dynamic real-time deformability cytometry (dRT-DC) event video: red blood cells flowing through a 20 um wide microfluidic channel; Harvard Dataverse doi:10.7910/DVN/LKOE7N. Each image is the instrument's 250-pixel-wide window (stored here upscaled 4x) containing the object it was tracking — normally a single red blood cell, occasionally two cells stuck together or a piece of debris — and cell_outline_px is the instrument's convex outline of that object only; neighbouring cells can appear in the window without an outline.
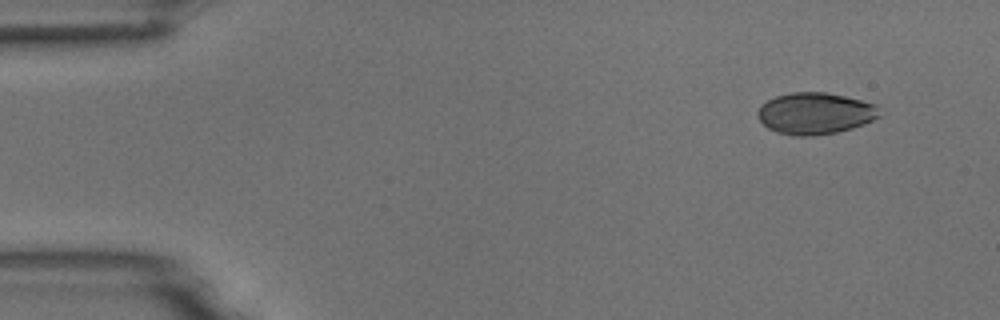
{"species": "common noctule bat (a hibernating species)", "species_latin": "Nyctalus noctula", "temperature_condition": "room temperature", "stored_images_in_passage": 50, "camera_frame_rate_fps": 3000, "um_per_image_px": 0.085, "animal": {"sex": "male", "body_mass_g": 18.8}, "frame": {"image": 1, "passage_image": 1, "time_ms": 0.0, "image_size_px": [1000, 320], "cell_outline_px": [[880, 116], [864, 124], [852, 128], [836, 132], [812, 136], [796, 136], [776, 132], [768, 128], [756, 116], [756, 112], [760, 104], [776, 96], [792, 92], [828, 92], [876, 104]], "centroid_in_image_um": [69.25, 9.63], "position_along_channel_um": 15.8, "area_um2": 29.59}}
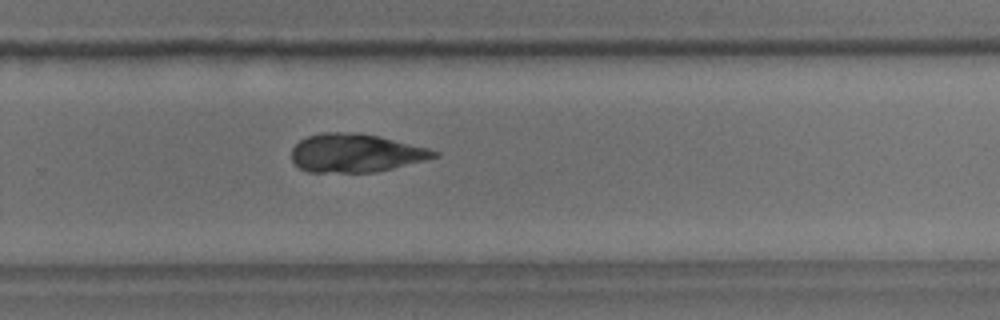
{"frame": {"image": 2, "passage_image": 32, "time_ms": 10.333, "image_size_px": [1000, 320], "cell_outline_px": [[440, 156], [376, 172], [308, 172], [300, 168], [292, 160], [292, 148], [300, 140], [308, 136], [320, 132], [356, 132], [380, 136], [428, 148], [440, 152]], "centroid_in_image_um": [30.23, 13.0], "position_along_channel_um": 299.6, "area_um2": 31.91}}
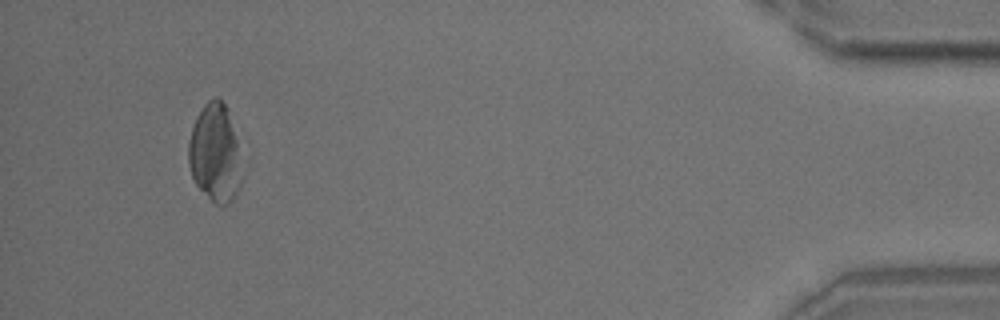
{"frame": {"image": 3, "passage_image": 47, "time_ms": 15.333, "image_size_px": [1000, 320], "cell_outline_px": [[248, 160], [240, 188], [236, 196], [228, 204], [216, 204], [196, 184], [192, 176], [188, 164], [188, 144], [192, 128], [196, 116], [204, 104], [212, 96], [216, 96], [228, 108]], "centroid_in_image_um": [18.41, 12.99], "position_along_channel_um": 416.8, "area_um2": 32.43}}